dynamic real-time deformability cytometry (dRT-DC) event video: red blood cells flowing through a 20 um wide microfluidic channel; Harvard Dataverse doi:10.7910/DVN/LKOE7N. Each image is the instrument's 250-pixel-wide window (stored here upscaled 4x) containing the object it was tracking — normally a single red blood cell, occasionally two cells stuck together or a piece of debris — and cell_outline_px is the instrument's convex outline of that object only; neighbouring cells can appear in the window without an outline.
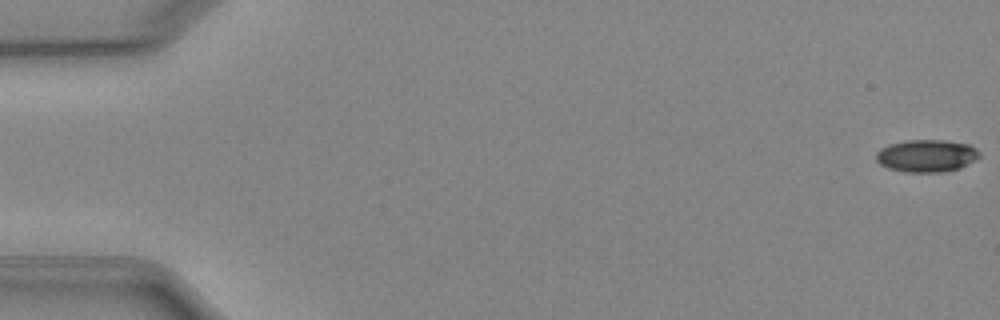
{"species": "Egyptian fruit bat (a non-hibernating species)", "species_latin": "Rousettus aegyptiacus", "temperature_condition": "cold", "stored_images_in_passage": 52, "camera_frame_rate_fps": 3000, "um_per_image_px": 0.085, "animal": {"sex": "female"}, "frame": {"image": 1, "passage_image": 1, "time_ms": 0.0, "image_size_px": [1000, 320], "cell_outline_px": [[980, 156], [976, 160], [960, 168], [944, 172], [904, 172], [888, 168], [880, 164], [876, 160], [876, 152], [880, 148], [888, 144], [904, 140], [944, 140], [972, 144], [980, 152]], "centroid_in_image_um": [78.77, 13.23], "position_along_channel_um": 6.2, "area_um2": 19.88}}
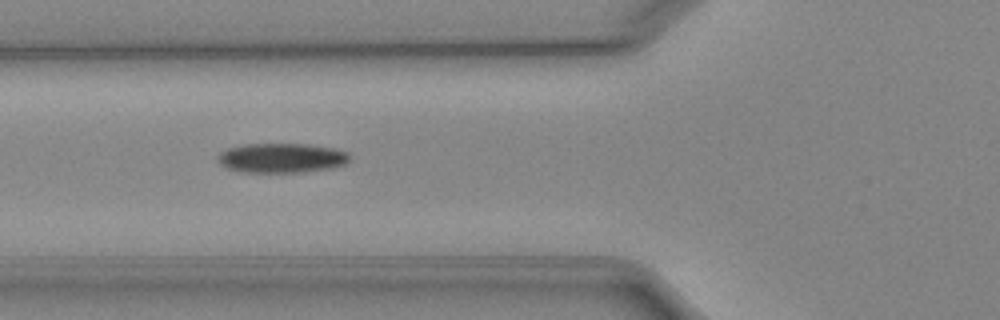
{"frame": {"image": 2, "passage_image": 20, "time_ms": 6.333, "image_size_px": [1000, 320], "cell_outline_px": [[352, 156], [344, 164], [328, 168], [304, 172], [244, 172], [228, 168], [220, 164], [216, 160], [216, 156], [220, 152], [228, 148], [244, 144], [308, 144], [336, 148], [348, 152]], "centroid_in_image_um": [23.93, 13.42], "position_along_channel_um": 101.9, "area_um2": 22.83}}
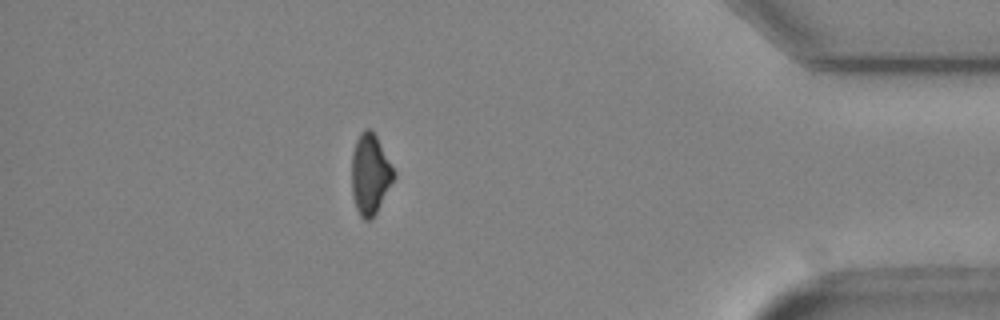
{"frame": {"image": 3, "passage_image": 46, "time_ms": 15.0, "image_size_px": [1000, 320], "cell_outline_px": [[396, 176], [372, 220], [364, 220], [360, 216], [356, 208], [352, 196], [352, 152], [356, 140], [360, 132], [364, 128], [368, 128], [376, 136], [396, 172]], "centroid_in_image_um": [31.46, 14.82], "position_along_channel_um": 403.7, "area_um2": 19.83}, "authors_computed_cell_mechanics": {"area_um2": 21.5016, "velocity_mm_per_s": 3.9543, "shape_relaxation_time_tau1_ms": 3.9612, "shape_relaxation_time_tau2_ms": null, "deformation_change_tau1": 0.1153, "deformation_change_tau2": null}}